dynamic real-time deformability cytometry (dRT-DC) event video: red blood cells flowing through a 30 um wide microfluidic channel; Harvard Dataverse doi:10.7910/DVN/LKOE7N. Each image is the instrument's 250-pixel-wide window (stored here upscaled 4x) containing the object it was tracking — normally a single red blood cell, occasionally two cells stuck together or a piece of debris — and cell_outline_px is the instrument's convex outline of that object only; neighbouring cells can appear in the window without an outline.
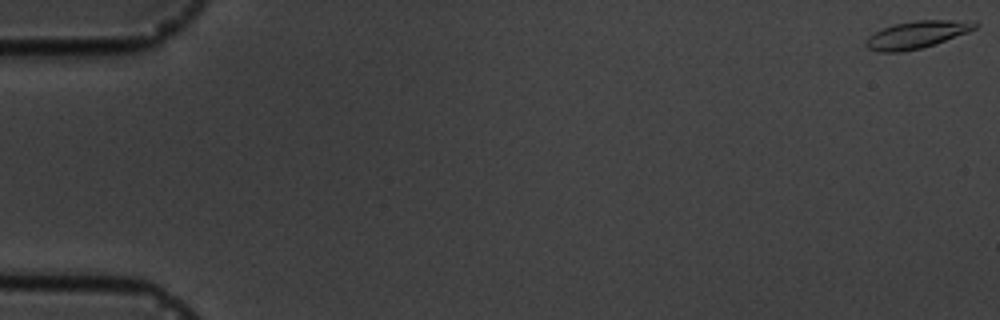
{"species": "common noctule bat (a hibernating species)", "species_latin": "Nyctalus noctula", "temperature_condition": "cold", "stored_images_in_passage": 6, "camera_frame_rate_fps": 3000, "um_per_image_px": 0.085, "animal": {"sex": "male", "body_mass_g": 19.5, "forearm_length_mm": 54.6}, "frame": {"image": 1, "passage_image": 1, "time_ms": 0.0, "image_size_px": [1000, 320], "cell_outline_px": [[980, 24], [976, 28], [968, 32], [920, 48], [900, 52], [880, 52], [868, 48], [864, 44], [868, 36], [884, 28], [896, 24], [916, 20], [976, 20]], "centroid_in_image_um": [77.96, 2.93], "position_along_channel_um": 7.0, "area_um2": 17.17}}
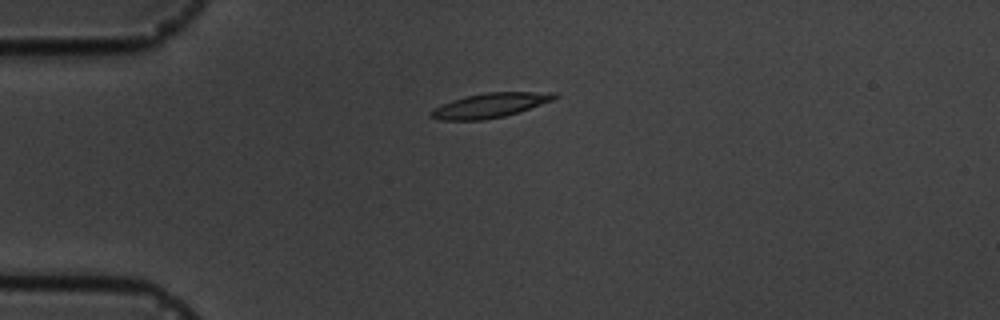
{"frame": {"image": 2, "passage_image": 5, "time_ms": 4.667, "image_size_px": [1000, 320], "cell_outline_px": [[560, 96], [556, 100], [504, 116], [484, 120], [440, 120], [428, 116], [428, 112], [432, 108], [452, 100], [464, 96], [484, 92], [556, 92]], "centroid_in_image_um": [41.65, 8.95], "position_along_channel_um": 43.3, "area_um2": 17.98}}